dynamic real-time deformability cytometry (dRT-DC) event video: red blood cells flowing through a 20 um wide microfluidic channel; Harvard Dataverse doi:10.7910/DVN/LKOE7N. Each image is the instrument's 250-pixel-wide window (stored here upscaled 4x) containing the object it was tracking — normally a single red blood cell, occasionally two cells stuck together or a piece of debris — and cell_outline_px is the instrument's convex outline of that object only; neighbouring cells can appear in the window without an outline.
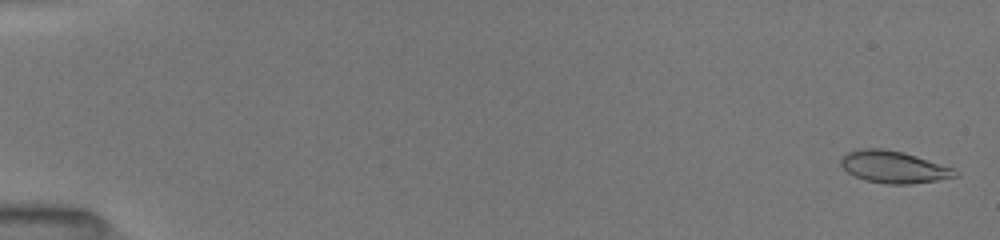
{"species": "common noctule bat (a hibernating species)", "species_latin": "Nyctalus noctula", "temperature_condition": "room temperature", "stored_images_in_passage": 52, "camera_frame_rate_fps": 3000, "um_per_image_px": 0.085, "animal": {"sex": "female", "body_mass_g": 19.5, "forearm_length_mm": 54.1}, "frame": {"image": 1, "passage_image": 2, "time_ms": 0.333, "image_size_px": [1000, 240], "cell_outline_px": [[960, 176], [912, 184], [888, 184], [864, 180], [848, 172], [840, 164], [840, 160], [848, 152], [860, 148], [880, 148], [904, 152], [952, 168], [960, 172]], "centroid_in_image_um": [75.97, 14.2], "position_along_channel_um": 9.0, "area_um2": 21.21}}
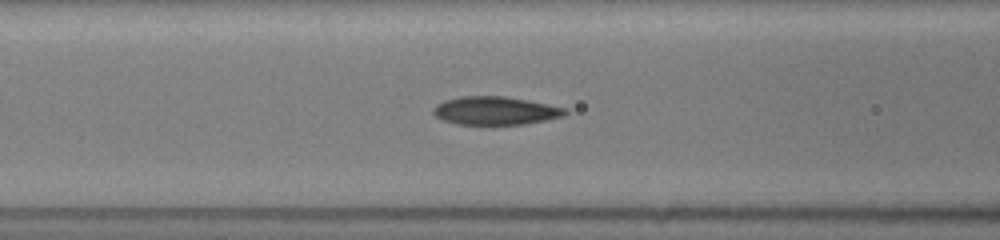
{"frame": {"image": 2, "passage_image": 23, "time_ms": 7.333, "image_size_px": [1000, 240], "cell_outline_px": [[568, 112], [564, 116], [524, 124], [492, 128], [456, 124], [444, 120], [436, 116], [432, 112], [432, 108], [436, 104], [444, 100], [460, 96], [504, 96], [528, 100], [568, 108]], "centroid_in_image_um": [42.08, 9.45], "position_along_channel_um": 124.5, "area_um2": 22.72}}
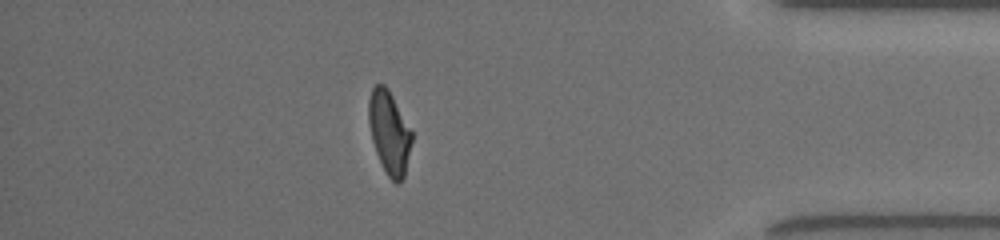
{"frame": {"image": 3, "passage_image": 46, "time_ms": 15.0, "image_size_px": [1000, 240], "cell_outline_px": [[412, 140], [404, 176], [400, 184], [396, 184], [388, 176], [376, 152], [372, 140], [368, 124], [368, 100], [372, 88], [376, 84], [384, 84], [388, 88], [412, 132]], "centroid_in_image_um": [33.07, 11.25], "position_along_channel_um": 402.1, "area_um2": 20.69}, "authors_computed_cell_mechanics": {"area_um2": 21.4149, "velocity_mm_per_s": 4.0417, "shape_relaxation_time_tau1_ms": 5.488, "shape_relaxation_time_tau2_ms": 1.7451, "deformation_change_tau1": 0.1995, "deformation_change_tau2": 0.0716}}